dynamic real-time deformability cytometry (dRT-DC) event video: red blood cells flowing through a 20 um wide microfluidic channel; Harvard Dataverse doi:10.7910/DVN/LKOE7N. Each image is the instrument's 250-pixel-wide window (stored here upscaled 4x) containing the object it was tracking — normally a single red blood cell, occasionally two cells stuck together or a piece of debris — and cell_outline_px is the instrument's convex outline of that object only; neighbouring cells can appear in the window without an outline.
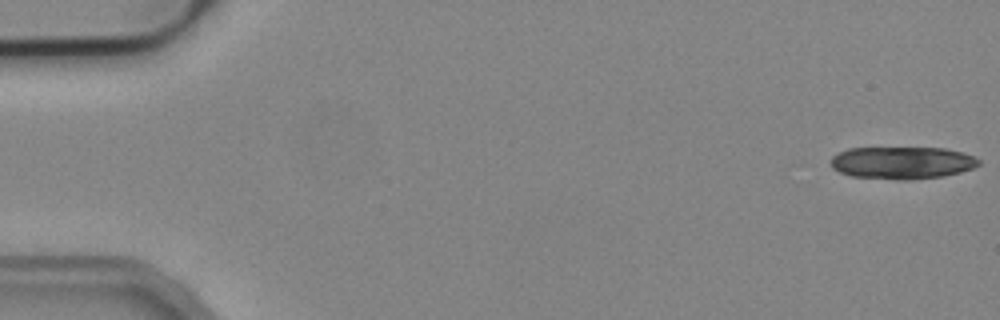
{"species": "common noctule bat (a hibernating species)", "species_latin": "Nyctalus noctula", "temperature_condition": "cold", "stored_images_in_passage": 16, "camera_frame_rate_fps": 3000, "um_per_image_px": 0.085, "animal": {"sex": "male", "body_mass_g": 19.2, "forearm_length_mm": 51.8}, "frame": {"image": 1, "passage_image": 1, "time_ms": 0.0, "image_size_px": [1000, 320], "cell_outline_px": [[980, 164], [972, 168], [960, 172], [944, 176], [912, 180], [896, 180], [852, 176], [840, 172], [832, 168], [828, 160], [832, 156], [848, 148], [944, 148], [960, 152], [972, 156], [980, 160]], "centroid_in_image_um": [76.64, 13.84], "position_along_channel_um": 8.4, "area_um2": 28.03}}